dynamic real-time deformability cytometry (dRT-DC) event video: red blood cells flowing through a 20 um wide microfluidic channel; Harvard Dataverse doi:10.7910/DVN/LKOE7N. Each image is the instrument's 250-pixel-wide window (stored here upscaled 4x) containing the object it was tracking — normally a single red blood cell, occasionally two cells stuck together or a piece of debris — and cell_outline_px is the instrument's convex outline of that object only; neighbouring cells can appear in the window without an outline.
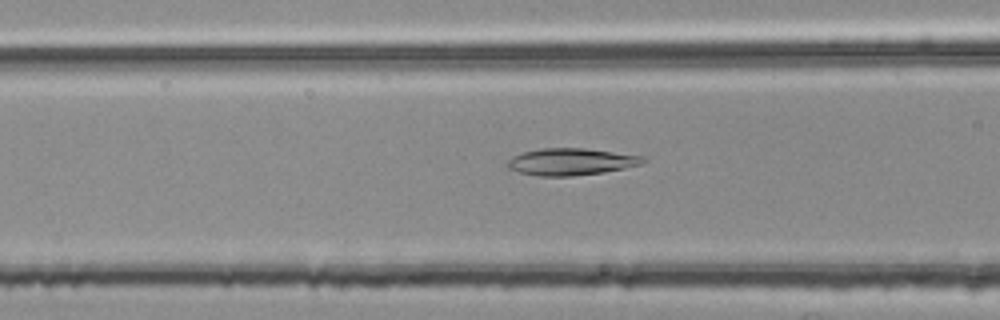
{"species": "common noctule bat (a hibernating species)", "species_latin": "Nyctalus noctula", "temperature_condition": "room temperature", "stored_images_in_passage": 39, "segment_of_instrument_passage": [1, 2], "camera_frame_rate_fps": 3000, "um_per_image_px": 0.085, "animal": {"sex": "female", "body_mass_g": 25.1}, "frame": {"image": 1, "passage_image": 5, "time_ms": 1.333, "image_size_px": [1000, 320], "cell_outline_px": [[648, 160], [644, 164], [604, 172], [572, 176], [540, 176], [520, 172], [508, 168], [504, 164], [512, 156], [524, 152], [540, 148], [584, 148], [644, 156]], "centroid_in_image_um": [48.55, 13.74], "position_along_channel_um": 118.0, "area_um2": 21.39}}
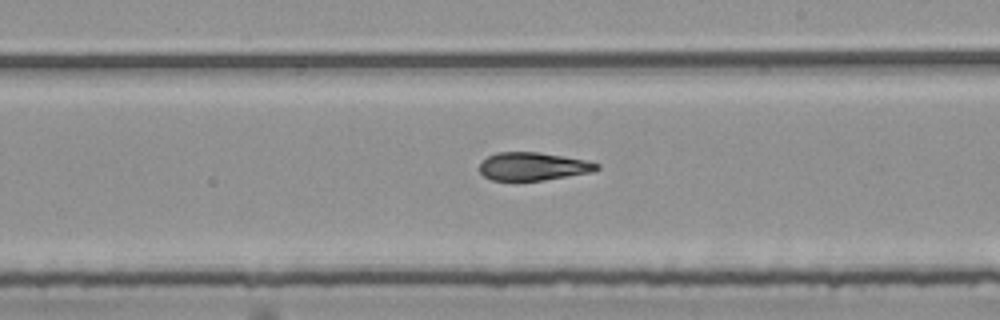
{"frame": {"image": 2, "passage_image": 15, "time_ms": 4.667, "image_size_px": [1000, 320], "cell_outline_px": [[600, 168], [592, 172], [544, 180], [492, 180], [484, 176], [480, 172], [480, 164], [488, 156], [496, 152], [540, 152], [564, 156], [584, 160], [600, 164]], "centroid_in_image_um": [45.32, 14.14], "position_along_channel_um": 243.7, "area_um2": 19.07}}
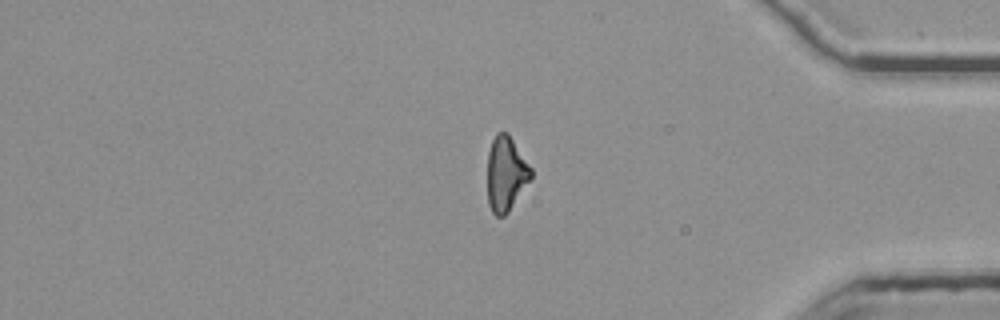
{"frame": {"image": 3, "passage_image": 29, "time_ms": 9.333, "image_size_px": [1000, 320], "cell_outline_px": [[532, 176], [508, 212], [504, 216], [496, 216], [492, 212], [488, 204], [488, 152], [492, 140], [496, 132], [508, 132], [532, 168]], "centroid_in_image_um": [43.0, 14.74], "position_along_channel_um": 392.2, "area_um2": 18.9}}